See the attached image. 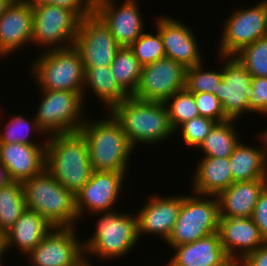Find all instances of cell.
Wrapping results in <instances>:
<instances>
[{"label":"cell","mask_w":267,"mask_h":266,"mask_svg":"<svg viewBox=\"0 0 267 266\" xmlns=\"http://www.w3.org/2000/svg\"><path fill=\"white\" fill-rule=\"evenodd\" d=\"M4 132L0 131V143H22V144H37V142L30 140L29 135L33 130V133H39V135L45 134L39 127L36 119L32 121L27 120L21 115H14L10 121L6 123Z\"/></svg>","instance_id":"836d02e7"},{"label":"cell","mask_w":267,"mask_h":266,"mask_svg":"<svg viewBox=\"0 0 267 266\" xmlns=\"http://www.w3.org/2000/svg\"><path fill=\"white\" fill-rule=\"evenodd\" d=\"M223 30L218 56H234L244 46L267 36L265 0L248 9L233 11L228 20L225 19Z\"/></svg>","instance_id":"30bf717a"},{"label":"cell","mask_w":267,"mask_h":266,"mask_svg":"<svg viewBox=\"0 0 267 266\" xmlns=\"http://www.w3.org/2000/svg\"><path fill=\"white\" fill-rule=\"evenodd\" d=\"M194 99L200 116L209 118L217 123L229 119L225 115L221 102L216 95L206 92L194 93Z\"/></svg>","instance_id":"8d00e7d4"},{"label":"cell","mask_w":267,"mask_h":266,"mask_svg":"<svg viewBox=\"0 0 267 266\" xmlns=\"http://www.w3.org/2000/svg\"><path fill=\"white\" fill-rule=\"evenodd\" d=\"M214 266H243L242 259L227 256L223 261Z\"/></svg>","instance_id":"b9f144b4"},{"label":"cell","mask_w":267,"mask_h":266,"mask_svg":"<svg viewBox=\"0 0 267 266\" xmlns=\"http://www.w3.org/2000/svg\"><path fill=\"white\" fill-rule=\"evenodd\" d=\"M129 47L142 67L166 57L161 34L158 30L155 35L144 32Z\"/></svg>","instance_id":"e575fe53"},{"label":"cell","mask_w":267,"mask_h":266,"mask_svg":"<svg viewBox=\"0 0 267 266\" xmlns=\"http://www.w3.org/2000/svg\"><path fill=\"white\" fill-rule=\"evenodd\" d=\"M193 194L183 196L178 218L166 241L171 248L218 232L221 219L219 200L212 195Z\"/></svg>","instance_id":"8992f818"},{"label":"cell","mask_w":267,"mask_h":266,"mask_svg":"<svg viewBox=\"0 0 267 266\" xmlns=\"http://www.w3.org/2000/svg\"><path fill=\"white\" fill-rule=\"evenodd\" d=\"M173 250L176 253L168 266H214L228 256L218 232L192 243L174 246Z\"/></svg>","instance_id":"603a6c76"},{"label":"cell","mask_w":267,"mask_h":266,"mask_svg":"<svg viewBox=\"0 0 267 266\" xmlns=\"http://www.w3.org/2000/svg\"><path fill=\"white\" fill-rule=\"evenodd\" d=\"M52 228L39 213L26 209L4 234L5 252L14 246L26 257Z\"/></svg>","instance_id":"cb8c5ba5"},{"label":"cell","mask_w":267,"mask_h":266,"mask_svg":"<svg viewBox=\"0 0 267 266\" xmlns=\"http://www.w3.org/2000/svg\"><path fill=\"white\" fill-rule=\"evenodd\" d=\"M226 60L222 67V80L215 95L220 100L225 115L232 120L241 118L244 112L249 113L248 95L252 76L234 56H220Z\"/></svg>","instance_id":"5bb4252c"},{"label":"cell","mask_w":267,"mask_h":266,"mask_svg":"<svg viewBox=\"0 0 267 266\" xmlns=\"http://www.w3.org/2000/svg\"><path fill=\"white\" fill-rule=\"evenodd\" d=\"M44 2L67 8L73 11L80 19L92 12V9L83 0H45Z\"/></svg>","instance_id":"ab89813d"},{"label":"cell","mask_w":267,"mask_h":266,"mask_svg":"<svg viewBox=\"0 0 267 266\" xmlns=\"http://www.w3.org/2000/svg\"><path fill=\"white\" fill-rule=\"evenodd\" d=\"M10 182H12V180L9 176L8 170L0 159V186L6 185Z\"/></svg>","instance_id":"7bdbcfd3"},{"label":"cell","mask_w":267,"mask_h":266,"mask_svg":"<svg viewBox=\"0 0 267 266\" xmlns=\"http://www.w3.org/2000/svg\"><path fill=\"white\" fill-rule=\"evenodd\" d=\"M110 112L122 125L133 148L139 143L153 145L163 142L175 133L164 102L144 101L128 96Z\"/></svg>","instance_id":"3957f363"},{"label":"cell","mask_w":267,"mask_h":266,"mask_svg":"<svg viewBox=\"0 0 267 266\" xmlns=\"http://www.w3.org/2000/svg\"><path fill=\"white\" fill-rule=\"evenodd\" d=\"M234 121L228 119L216 123L197 149L200 148L205 153L204 156L229 157L241 140L233 125Z\"/></svg>","instance_id":"83f0119b"},{"label":"cell","mask_w":267,"mask_h":266,"mask_svg":"<svg viewBox=\"0 0 267 266\" xmlns=\"http://www.w3.org/2000/svg\"><path fill=\"white\" fill-rule=\"evenodd\" d=\"M141 69L134 52L126 46L118 49L110 66L116 83L128 96H132L138 86Z\"/></svg>","instance_id":"f1b7e54d"},{"label":"cell","mask_w":267,"mask_h":266,"mask_svg":"<svg viewBox=\"0 0 267 266\" xmlns=\"http://www.w3.org/2000/svg\"><path fill=\"white\" fill-rule=\"evenodd\" d=\"M234 57L252 77H267V36L244 46Z\"/></svg>","instance_id":"1f68e13d"},{"label":"cell","mask_w":267,"mask_h":266,"mask_svg":"<svg viewBox=\"0 0 267 266\" xmlns=\"http://www.w3.org/2000/svg\"><path fill=\"white\" fill-rule=\"evenodd\" d=\"M92 10L102 1V0H83Z\"/></svg>","instance_id":"bcb514c9"},{"label":"cell","mask_w":267,"mask_h":266,"mask_svg":"<svg viewBox=\"0 0 267 266\" xmlns=\"http://www.w3.org/2000/svg\"><path fill=\"white\" fill-rule=\"evenodd\" d=\"M156 30L161 34L166 57L182 64L185 68L203 62L195 35L188 26L172 17L156 19Z\"/></svg>","instance_id":"e0dca14e"},{"label":"cell","mask_w":267,"mask_h":266,"mask_svg":"<svg viewBox=\"0 0 267 266\" xmlns=\"http://www.w3.org/2000/svg\"><path fill=\"white\" fill-rule=\"evenodd\" d=\"M32 6L14 0L0 17V59L32 45Z\"/></svg>","instance_id":"d6986e66"},{"label":"cell","mask_w":267,"mask_h":266,"mask_svg":"<svg viewBox=\"0 0 267 266\" xmlns=\"http://www.w3.org/2000/svg\"><path fill=\"white\" fill-rule=\"evenodd\" d=\"M183 196L150 195L146 205L137 212L138 236L154 234L164 241L169 238L178 218Z\"/></svg>","instance_id":"ac0fdd59"},{"label":"cell","mask_w":267,"mask_h":266,"mask_svg":"<svg viewBox=\"0 0 267 266\" xmlns=\"http://www.w3.org/2000/svg\"><path fill=\"white\" fill-rule=\"evenodd\" d=\"M42 100L35 115L46 136L78 132L84 121L83 93L64 90H42ZM84 101V102H83Z\"/></svg>","instance_id":"ba28073f"},{"label":"cell","mask_w":267,"mask_h":266,"mask_svg":"<svg viewBox=\"0 0 267 266\" xmlns=\"http://www.w3.org/2000/svg\"><path fill=\"white\" fill-rule=\"evenodd\" d=\"M75 227H54L26 256L31 266H83L85 253ZM76 233V234H75ZM81 242V243H80Z\"/></svg>","instance_id":"8fae6325"},{"label":"cell","mask_w":267,"mask_h":266,"mask_svg":"<svg viewBox=\"0 0 267 266\" xmlns=\"http://www.w3.org/2000/svg\"><path fill=\"white\" fill-rule=\"evenodd\" d=\"M193 179L194 193L217 196L233 183L229 157L203 156Z\"/></svg>","instance_id":"d4e9b609"},{"label":"cell","mask_w":267,"mask_h":266,"mask_svg":"<svg viewBox=\"0 0 267 266\" xmlns=\"http://www.w3.org/2000/svg\"><path fill=\"white\" fill-rule=\"evenodd\" d=\"M32 45L44 51L68 48L74 45L80 18L71 10L45 2L32 6Z\"/></svg>","instance_id":"9c48e42d"},{"label":"cell","mask_w":267,"mask_h":266,"mask_svg":"<svg viewBox=\"0 0 267 266\" xmlns=\"http://www.w3.org/2000/svg\"><path fill=\"white\" fill-rule=\"evenodd\" d=\"M136 1L125 0L119 7L115 0H102L92 10L109 28L121 47H129L145 32L143 18Z\"/></svg>","instance_id":"2e32d148"},{"label":"cell","mask_w":267,"mask_h":266,"mask_svg":"<svg viewBox=\"0 0 267 266\" xmlns=\"http://www.w3.org/2000/svg\"><path fill=\"white\" fill-rule=\"evenodd\" d=\"M26 210L21 182L0 186V232L5 234Z\"/></svg>","instance_id":"f546056e"},{"label":"cell","mask_w":267,"mask_h":266,"mask_svg":"<svg viewBox=\"0 0 267 266\" xmlns=\"http://www.w3.org/2000/svg\"><path fill=\"white\" fill-rule=\"evenodd\" d=\"M125 173L93 171L89 181L75 195L78 218L87 213L112 211L121 189L123 188Z\"/></svg>","instance_id":"9a60e30c"},{"label":"cell","mask_w":267,"mask_h":266,"mask_svg":"<svg viewBox=\"0 0 267 266\" xmlns=\"http://www.w3.org/2000/svg\"><path fill=\"white\" fill-rule=\"evenodd\" d=\"M216 123L209 118L198 116L182 123L177 130H181L179 132L186 146L197 149Z\"/></svg>","instance_id":"d590c367"},{"label":"cell","mask_w":267,"mask_h":266,"mask_svg":"<svg viewBox=\"0 0 267 266\" xmlns=\"http://www.w3.org/2000/svg\"><path fill=\"white\" fill-rule=\"evenodd\" d=\"M164 103L168 110L171 127L175 133L182 123L200 116L194 94L186 88L174 93Z\"/></svg>","instance_id":"4dcf8cb0"},{"label":"cell","mask_w":267,"mask_h":266,"mask_svg":"<svg viewBox=\"0 0 267 266\" xmlns=\"http://www.w3.org/2000/svg\"><path fill=\"white\" fill-rule=\"evenodd\" d=\"M264 144L267 146V130L260 134Z\"/></svg>","instance_id":"c3c4849f"},{"label":"cell","mask_w":267,"mask_h":266,"mask_svg":"<svg viewBox=\"0 0 267 266\" xmlns=\"http://www.w3.org/2000/svg\"><path fill=\"white\" fill-rule=\"evenodd\" d=\"M99 121L85 120L79 132L85 138L93 171L127 174L128 160L134 152L122 125L111 112ZM91 122V123H90Z\"/></svg>","instance_id":"7a4b0ae2"},{"label":"cell","mask_w":267,"mask_h":266,"mask_svg":"<svg viewBox=\"0 0 267 266\" xmlns=\"http://www.w3.org/2000/svg\"><path fill=\"white\" fill-rule=\"evenodd\" d=\"M249 112L267 115V77H253L248 95Z\"/></svg>","instance_id":"74e56055"},{"label":"cell","mask_w":267,"mask_h":266,"mask_svg":"<svg viewBox=\"0 0 267 266\" xmlns=\"http://www.w3.org/2000/svg\"><path fill=\"white\" fill-rule=\"evenodd\" d=\"M26 209L39 213L53 227H76L75 195L46 169L22 182Z\"/></svg>","instance_id":"277c9868"},{"label":"cell","mask_w":267,"mask_h":266,"mask_svg":"<svg viewBox=\"0 0 267 266\" xmlns=\"http://www.w3.org/2000/svg\"><path fill=\"white\" fill-rule=\"evenodd\" d=\"M2 259H3V258L0 257V266H4V265L2 264V263H3V262H2Z\"/></svg>","instance_id":"f907efd6"},{"label":"cell","mask_w":267,"mask_h":266,"mask_svg":"<svg viewBox=\"0 0 267 266\" xmlns=\"http://www.w3.org/2000/svg\"><path fill=\"white\" fill-rule=\"evenodd\" d=\"M16 1L33 6L35 4L44 2L45 0H16Z\"/></svg>","instance_id":"7dc6e473"},{"label":"cell","mask_w":267,"mask_h":266,"mask_svg":"<svg viewBox=\"0 0 267 266\" xmlns=\"http://www.w3.org/2000/svg\"><path fill=\"white\" fill-rule=\"evenodd\" d=\"M41 143H0V159L12 181L22 183L45 169L46 142Z\"/></svg>","instance_id":"ffe728a7"},{"label":"cell","mask_w":267,"mask_h":266,"mask_svg":"<svg viewBox=\"0 0 267 266\" xmlns=\"http://www.w3.org/2000/svg\"><path fill=\"white\" fill-rule=\"evenodd\" d=\"M186 68L168 57L161 58L141 69L134 98L165 102L174 93L185 88Z\"/></svg>","instance_id":"7c38bea8"},{"label":"cell","mask_w":267,"mask_h":266,"mask_svg":"<svg viewBox=\"0 0 267 266\" xmlns=\"http://www.w3.org/2000/svg\"><path fill=\"white\" fill-rule=\"evenodd\" d=\"M73 46L80 53L84 67L111 66L121 47L93 11L80 20Z\"/></svg>","instance_id":"4fadbf2b"},{"label":"cell","mask_w":267,"mask_h":266,"mask_svg":"<svg viewBox=\"0 0 267 266\" xmlns=\"http://www.w3.org/2000/svg\"><path fill=\"white\" fill-rule=\"evenodd\" d=\"M262 149L244 145L240 140L229 156L233 183L236 181H251L267 179V146L261 136Z\"/></svg>","instance_id":"484cf974"},{"label":"cell","mask_w":267,"mask_h":266,"mask_svg":"<svg viewBox=\"0 0 267 266\" xmlns=\"http://www.w3.org/2000/svg\"><path fill=\"white\" fill-rule=\"evenodd\" d=\"M243 266H267V241L242 259Z\"/></svg>","instance_id":"60d3db41"},{"label":"cell","mask_w":267,"mask_h":266,"mask_svg":"<svg viewBox=\"0 0 267 266\" xmlns=\"http://www.w3.org/2000/svg\"><path fill=\"white\" fill-rule=\"evenodd\" d=\"M31 72L41 90H64L83 93L84 65L74 47L43 51Z\"/></svg>","instance_id":"52a82bcc"},{"label":"cell","mask_w":267,"mask_h":266,"mask_svg":"<svg viewBox=\"0 0 267 266\" xmlns=\"http://www.w3.org/2000/svg\"><path fill=\"white\" fill-rule=\"evenodd\" d=\"M218 233L226 254L239 259L266 242L251 217H221Z\"/></svg>","instance_id":"44dd1931"},{"label":"cell","mask_w":267,"mask_h":266,"mask_svg":"<svg viewBox=\"0 0 267 266\" xmlns=\"http://www.w3.org/2000/svg\"><path fill=\"white\" fill-rule=\"evenodd\" d=\"M251 218L257 225L261 236L267 241V187L259 195Z\"/></svg>","instance_id":"f35d334b"},{"label":"cell","mask_w":267,"mask_h":266,"mask_svg":"<svg viewBox=\"0 0 267 266\" xmlns=\"http://www.w3.org/2000/svg\"><path fill=\"white\" fill-rule=\"evenodd\" d=\"M5 239H4V234L0 232V257L5 256Z\"/></svg>","instance_id":"f6af8a7d"},{"label":"cell","mask_w":267,"mask_h":266,"mask_svg":"<svg viewBox=\"0 0 267 266\" xmlns=\"http://www.w3.org/2000/svg\"><path fill=\"white\" fill-rule=\"evenodd\" d=\"M267 187V179L236 181L216 197L221 217H251L259 195Z\"/></svg>","instance_id":"7402d4cb"},{"label":"cell","mask_w":267,"mask_h":266,"mask_svg":"<svg viewBox=\"0 0 267 266\" xmlns=\"http://www.w3.org/2000/svg\"><path fill=\"white\" fill-rule=\"evenodd\" d=\"M203 63L186 68L185 88L191 93H212L215 95L222 80V69L205 71Z\"/></svg>","instance_id":"d6a6232c"},{"label":"cell","mask_w":267,"mask_h":266,"mask_svg":"<svg viewBox=\"0 0 267 266\" xmlns=\"http://www.w3.org/2000/svg\"><path fill=\"white\" fill-rule=\"evenodd\" d=\"M14 0H0V17Z\"/></svg>","instance_id":"ee69618b"},{"label":"cell","mask_w":267,"mask_h":266,"mask_svg":"<svg viewBox=\"0 0 267 266\" xmlns=\"http://www.w3.org/2000/svg\"><path fill=\"white\" fill-rule=\"evenodd\" d=\"M83 266H92V265L90 264L89 260L85 259V264Z\"/></svg>","instance_id":"681fc988"},{"label":"cell","mask_w":267,"mask_h":266,"mask_svg":"<svg viewBox=\"0 0 267 266\" xmlns=\"http://www.w3.org/2000/svg\"><path fill=\"white\" fill-rule=\"evenodd\" d=\"M45 140V169L62 186L76 195L89 181L93 172L85 138L78 131L50 135Z\"/></svg>","instance_id":"6da1fadb"},{"label":"cell","mask_w":267,"mask_h":266,"mask_svg":"<svg viewBox=\"0 0 267 266\" xmlns=\"http://www.w3.org/2000/svg\"><path fill=\"white\" fill-rule=\"evenodd\" d=\"M97 221L95 233L84 240L85 259L88 255L98 259L120 258L132 251L140 239L138 236L137 215L122 214L116 210L102 212Z\"/></svg>","instance_id":"5b68a950"},{"label":"cell","mask_w":267,"mask_h":266,"mask_svg":"<svg viewBox=\"0 0 267 266\" xmlns=\"http://www.w3.org/2000/svg\"><path fill=\"white\" fill-rule=\"evenodd\" d=\"M84 69L83 100L86 98L85 89L90 88L103 103L104 108L111 111L128 97L116 83L110 66L84 67Z\"/></svg>","instance_id":"4316f807"}]
</instances>
